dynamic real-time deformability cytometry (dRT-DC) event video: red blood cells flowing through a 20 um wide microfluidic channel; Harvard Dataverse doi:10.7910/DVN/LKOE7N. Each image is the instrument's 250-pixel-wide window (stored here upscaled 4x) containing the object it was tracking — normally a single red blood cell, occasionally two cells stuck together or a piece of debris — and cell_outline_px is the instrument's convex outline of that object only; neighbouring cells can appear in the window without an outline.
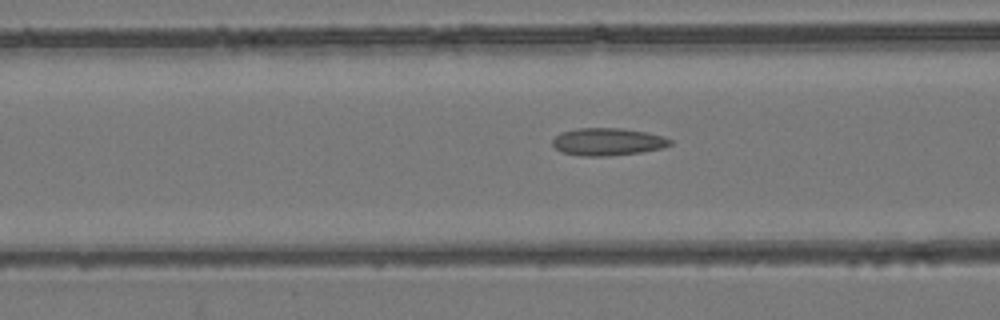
{"species": "common noctule bat (a hibernating species)", "species_latin": "Nyctalus noctula", "temperature_condition": "room temperature", "stored_images_in_passage": 33, "camera_frame_rate_fps": 3000, "um_per_image_px": 0.085, "animal": {"sex": "female", "body_mass_g": 24.6, "forearm_length_mm": 56.2}, "frame": {"image": 1, "passage_image": 22, "time_ms": 7.0, "image_size_px": [1000, 320], "cell_outline_px": [[672, 144], [664, 148], [640, 152], [608, 156], [584, 156], [560, 152], [552, 144], [552, 140], [560, 132], [576, 128], [620, 128], [648, 132], [664, 136], [672, 140]], "centroid_in_image_um": [51.66, 12.04], "position_along_channel_um": 114.9, "area_um2": 19.02}}
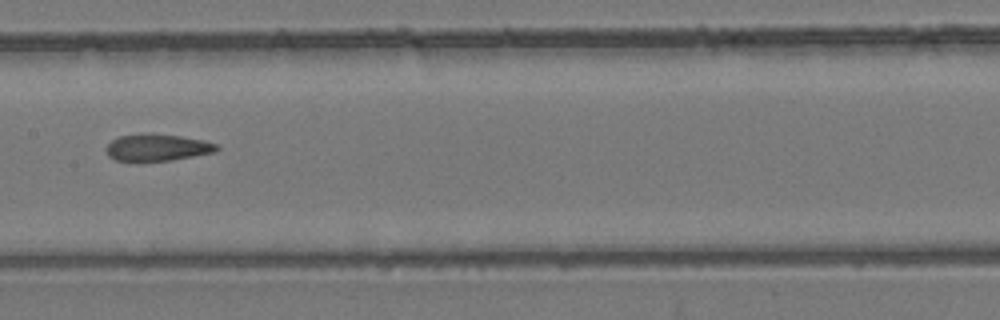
{"frame": {"image": 2, "passage_image": 28, "time_ms": 9.0, "image_size_px": [1000, 320], "cell_outline_px": [[220, 148], [216, 152], [172, 160], [116, 160], [108, 156], [108, 144], [112, 140], [120, 136], [144, 132], [152, 132], [180, 136], [204, 140], [216, 144]], "centroid_in_image_um": [13.41, 12.5], "position_along_channel_um": 194.0, "area_um2": 17.28}}
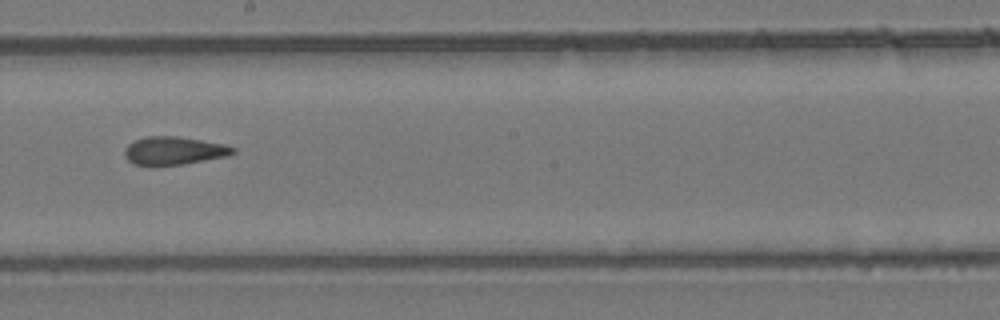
{"frame": {"image": 3, "passage_image": 31, "time_ms": 10.0, "image_size_px": [1000, 320], "cell_outline_px": [[236, 152], [228, 156], [184, 164], [132, 164], [124, 156], [124, 148], [128, 144], [144, 136], [176, 136], [224, 144], [236, 148]], "centroid_in_image_um": [14.79, 12.79], "position_along_channel_um": 233.4, "area_um2": 17.57}}